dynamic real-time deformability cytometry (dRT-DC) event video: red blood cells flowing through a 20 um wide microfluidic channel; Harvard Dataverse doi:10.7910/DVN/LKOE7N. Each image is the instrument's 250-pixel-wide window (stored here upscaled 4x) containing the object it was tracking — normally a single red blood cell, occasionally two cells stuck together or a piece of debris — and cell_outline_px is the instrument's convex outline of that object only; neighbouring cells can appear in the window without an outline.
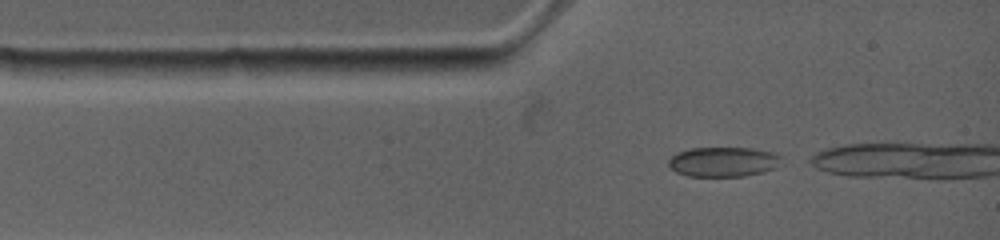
{"species": "common noctule bat (a hibernating species)", "species_latin": "Nyctalus noctula", "temperature_condition": "warm", "stored_images_in_passage": 6, "camera_frame_rate_fps": 4500, "um_per_image_px": 0.085, "animal": {"sex": "female", "body_mass_g": 19.0, "forearm_length_mm": 53.3}, "frame": {"image": 1, "passage_image": 1, "time_ms": 0.0, "image_size_px": [1000, 240], "cell_outline_px": [[780, 156], [772, 168], [760, 172], [744, 176], [688, 176], [676, 172], [668, 164], [668, 160], [676, 152], [688, 148], [752, 148], [772, 152]], "centroid_in_image_um": [61.37, 13.74], "position_along_channel_um": 23.6, "area_um2": 19.19}}
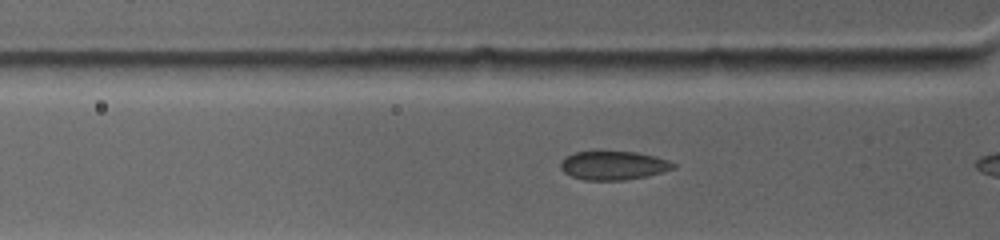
{"frame": {"image": 2, "passage_image": 5, "time_ms": 1.556, "image_size_px": [1000, 240], "cell_outline_px": [[676, 168], [644, 176], [624, 180], [584, 180], [572, 176], [564, 172], [560, 168], [560, 160], [564, 156], [576, 152], [592, 148], [600, 148], [636, 152], [656, 156], [668, 160], [676, 164]], "centroid_in_image_um": [52.07, 14.0], "position_along_channel_um": 73.7, "area_um2": 19.77}}